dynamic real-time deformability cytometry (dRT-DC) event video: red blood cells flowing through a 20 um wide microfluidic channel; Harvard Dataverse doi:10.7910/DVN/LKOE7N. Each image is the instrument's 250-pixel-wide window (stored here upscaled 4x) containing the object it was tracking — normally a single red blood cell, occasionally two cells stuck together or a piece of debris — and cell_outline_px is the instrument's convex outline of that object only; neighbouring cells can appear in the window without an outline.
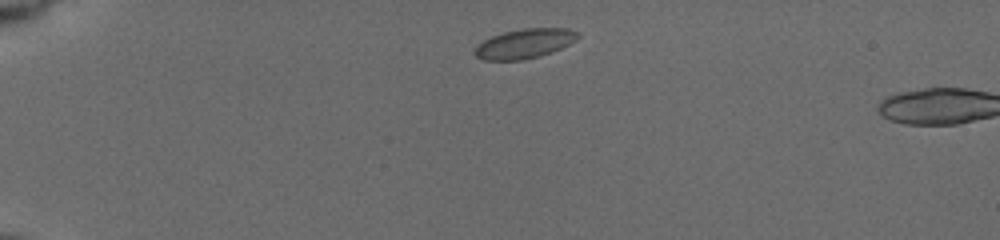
{"species": "common noctule bat (a hibernating species)", "species_latin": "Nyctalus noctula", "temperature_condition": "cold", "stored_images_in_passage": 2, "camera_frame_rate_fps": 3000, "um_per_image_px": 0.085, "animal": {"sex": "female", "body_mass_g": 19.5, "forearm_length_mm": 54.1}, "frame": {"image": 1, "passage_image": 1, "time_ms": 0.0, "image_size_px": [1000, 240], "cell_outline_px": [[580, 36], [576, 40], [552, 52], [540, 56], [524, 60], [484, 60], [476, 56], [472, 52], [476, 44], [492, 36], [504, 32], [524, 28], [568, 28], [580, 32]], "centroid_in_image_um": [44.58, 3.7], "position_along_channel_um": 40.4, "area_um2": 17.92}}